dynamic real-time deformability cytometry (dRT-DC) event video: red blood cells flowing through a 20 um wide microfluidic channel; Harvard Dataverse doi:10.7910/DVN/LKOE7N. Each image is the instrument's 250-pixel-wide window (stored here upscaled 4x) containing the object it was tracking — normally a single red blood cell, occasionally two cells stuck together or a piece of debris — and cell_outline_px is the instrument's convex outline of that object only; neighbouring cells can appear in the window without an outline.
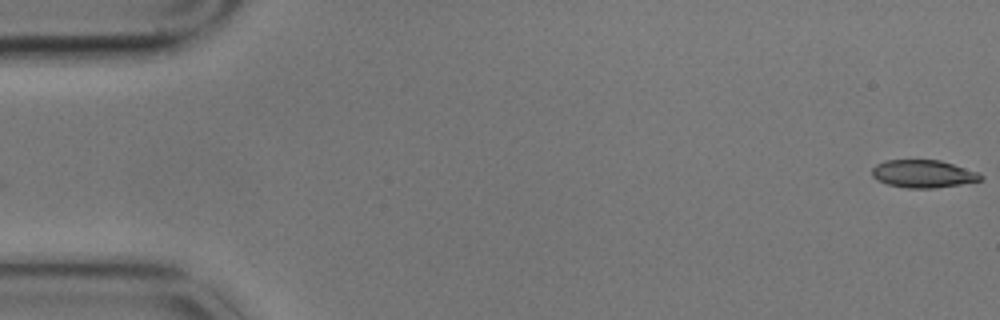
{"species": "common noctule bat (a hibernating species)", "species_latin": "Nyctalus noctula", "temperature_condition": "cold", "stored_images_in_passage": 5, "segment_of_instrument_passage": [1, 2], "camera_frame_rate_fps": 3000, "um_per_image_px": 0.085, "animal": {"sex": "male", "body_mass_g": 17.9}, "frame": {"image": 1, "passage_image": 1, "time_ms": 0.0, "image_size_px": [1000, 320], "cell_outline_px": [[984, 180], [936, 188], [908, 188], [888, 184], [872, 176], [872, 168], [876, 164], [884, 160], [940, 160], [976, 172], [984, 176]], "centroid_in_image_um": [78.47, 14.77], "position_along_channel_um": 6.5, "area_um2": 17.4}}